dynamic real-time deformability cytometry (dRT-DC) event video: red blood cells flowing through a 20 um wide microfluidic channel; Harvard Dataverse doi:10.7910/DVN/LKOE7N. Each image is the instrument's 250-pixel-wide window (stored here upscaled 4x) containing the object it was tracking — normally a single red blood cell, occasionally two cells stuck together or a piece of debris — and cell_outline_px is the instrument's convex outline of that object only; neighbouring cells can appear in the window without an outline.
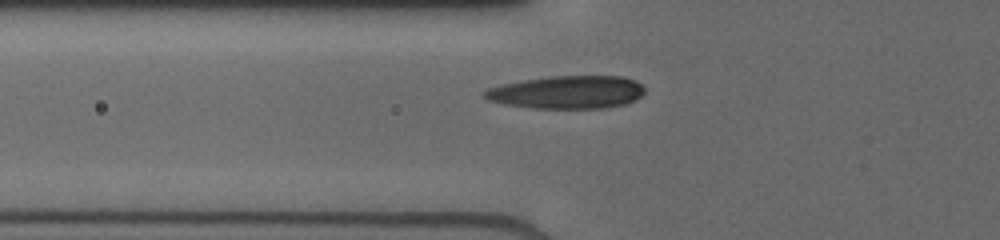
{"species": "human", "species_latin": "Homo sapiens", "temperature_condition": "cold", "stored_images_in_passage": 16, "camera_frame_rate_fps": 3000, "um_per_image_px": 0.085, "donor": {"sex": "male"}, "frame": {"image": 1, "passage_image": 2, "time_ms": 0.333, "image_size_px": [1000, 240], "cell_outline_px": [[644, 92], [640, 96], [624, 104], [604, 108], [532, 108], [508, 104], [488, 100], [480, 92], [488, 88], [500, 84], [524, 80], [552, 76], [620, 76], [632, 80], [640, 84], [644, 88]], "centroid_in_image_um": [48.16, 7.83], "position_along_channel_um": 77.6, "area_um2": 30.46}}
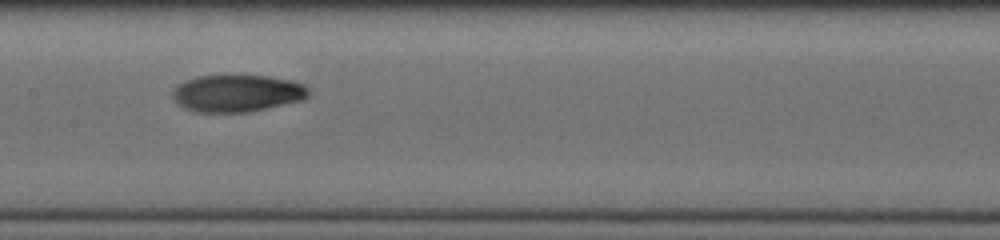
{"frame": {"image": 2, "passage_image": 9, "time_ms": 3.0, "image_size_px": [1000, 240], "cell_outline_px": [[308, 96], [304, 100], [248, 112], [196, 112], [184, 108], [172, 96], [172, 92], [176, 84], [184, 80], [196, 76], [268, 76], [292, 80], [304, 84], [308, 88]], "centroid_in_image_um": [20.16, 7.92], "position_along_channel_um": 187.2, "area_um2": 29.48}}
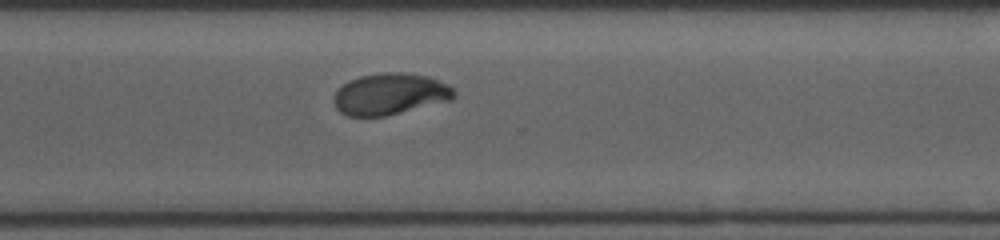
{"frame": {"image": 3, "passage_image": 16, "time_ms": 6.667, "image_size_px": [1000, 240], "cell_outline_px": [[456, 96], [452, 100], [384, 116], [348, 116], [340, 112], [336, 108], [332, 100], [336, 92], [348, 80], [360, 76], [380, 72], [404, 72], [428, 76], [448, 84], [456, 92]], "centroid_in_image_um": [33.16, 7.98], "position_along_channel_um": 337.4, "area_um2": 29.19}}